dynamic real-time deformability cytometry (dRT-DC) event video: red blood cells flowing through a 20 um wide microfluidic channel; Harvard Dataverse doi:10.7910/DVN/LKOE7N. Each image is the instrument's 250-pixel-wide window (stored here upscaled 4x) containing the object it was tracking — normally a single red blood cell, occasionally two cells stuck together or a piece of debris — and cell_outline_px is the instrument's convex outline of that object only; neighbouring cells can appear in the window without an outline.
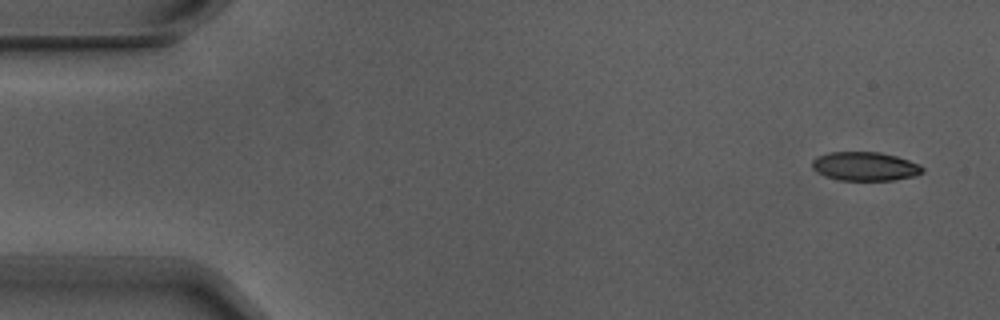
{"species": "Egyptian fruit bat (a non-hibernating species)", "species_latin": "Rousettus aegyptiacus", "temperature_condition": "warm", "stored_images_in_passage": 3, "camera_frame_rate_fps": 3000, "um_per_image_px": 0.085, "animal": {"sex": "male"}, "frame": {"image": 1, "passage_image": 1, "time_ms": 0.0, "image_size_px": [1000, 320], "cell_outline_px": [[924, 172], [916, 176], [892, 180], [840, 180], [824, 176], [816, 172], [812, 168], [812, 160], [828, 152], [880, 152], [896, 156], [920, 164], [924, 168]], "centroid_in_image_um": [73.54, 14.14], "position_along_channel_um": 11.5, "area_um2": 18.61}}